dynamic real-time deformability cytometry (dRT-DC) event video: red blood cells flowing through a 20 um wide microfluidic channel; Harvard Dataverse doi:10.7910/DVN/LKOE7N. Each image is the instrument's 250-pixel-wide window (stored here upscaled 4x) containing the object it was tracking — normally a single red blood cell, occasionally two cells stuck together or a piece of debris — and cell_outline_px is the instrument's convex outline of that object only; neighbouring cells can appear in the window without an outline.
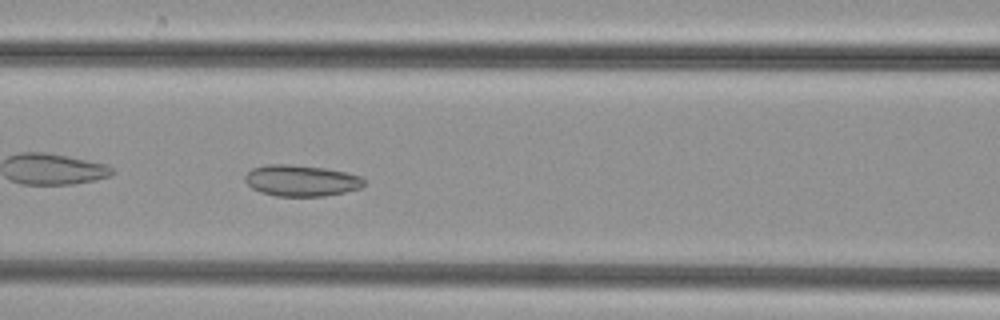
{"species": "common noctule bat (a hibernating species)", "species_latin": "Nyctalus noctula", "temperature_condition": "cold", "stored_images_in_passage": 49, "camera_frame_rate_fps": 3000, "um_per_image_px": 0.085, "animal": {"sex": "female", "body_mass_g": 29.2, "forearm_length_mm": 56.3}, "frame": {"image": 1, "passage_image": 22, "time_ms": 7.0, "image_size_px": [1000, 320], "cell_outline_px": [[364, 184], [360, 188], [344, 192], [324, 196], [276, 196], [260, 192], [252, 188], [244, 180], [244, 176], [252, 168], [268, 164], [288, 164], [324, 168], [344, 172], [360, 176], [364, 180]], "centroid_in_image_um": [25.57, 15.35], "position_along_channel_um": 141.0, "area_um2": 21.56}}